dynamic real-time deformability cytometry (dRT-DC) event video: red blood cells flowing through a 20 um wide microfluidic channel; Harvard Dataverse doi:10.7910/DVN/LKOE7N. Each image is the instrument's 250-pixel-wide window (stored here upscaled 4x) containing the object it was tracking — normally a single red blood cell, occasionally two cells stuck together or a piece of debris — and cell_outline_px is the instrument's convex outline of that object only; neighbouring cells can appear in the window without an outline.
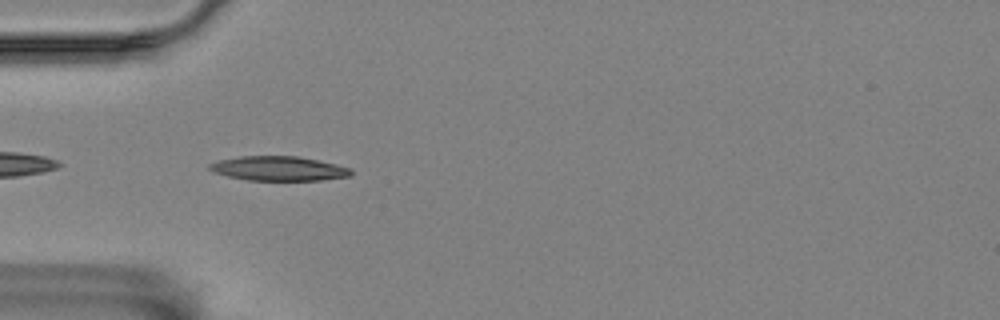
{"species": "Egyptian fruit bat (a non-hibernating species)", "species_latin": "Rousettus aegyptiacus", "temperature_condition": "room temperature", "stored_images_in_passage": 26, "camera_frame_rate_fps": 3000, "um_per_image_px": 0.085, "animal": {"sex": "female"}, "frame": {"image": 1, "passage_image": 2, "time_ms": 0.333, "image_size_px": [1000, 320], "cell_outline_px": [[352, 176], [320, 180], [248, 180], [228, 176], [212, 172], [208, 168], [208, 164], [220, 160], [240, 156], [296, 156], [336, 164], [352, 168]], "centroid_in_image_um": [23.69, 14.32], "position_along_channel_um": 61.3, "area_um2": 20.11}}
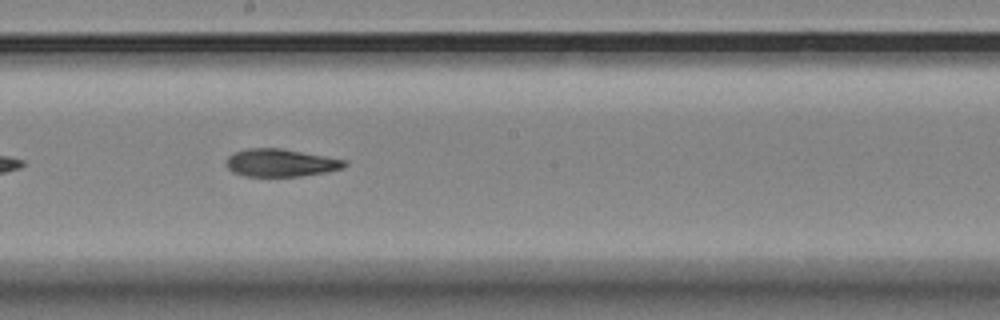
{"frame": {"image": 2, "passage_image": 16, "time_ms": 5.0, "image_size_px": [1000, 320], "cell_outline_px": [[348, 164], [344, 168], [328, 172], [300, 176], [244, 176], [232, 172], [224, 164], [228, 156], [236, 152], [248, 148], [280, 148], [348, 160]], "centroid_in_image_um": [23.88, 13.84], "position_along_channel_um": 224.3, "area_um2": 19.25}}
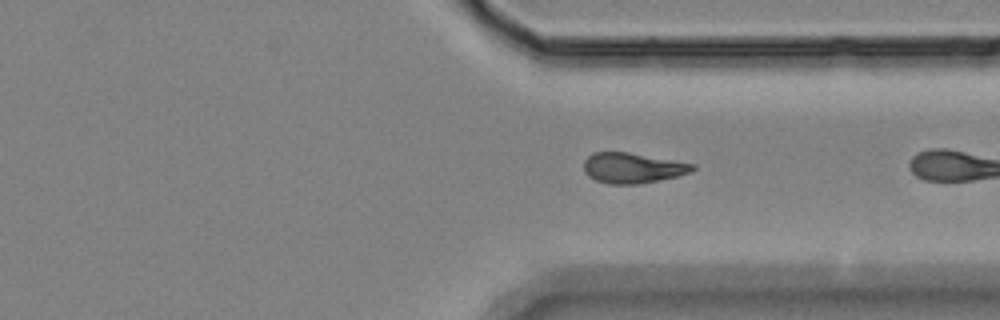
{"frame": {"image": 3, "passage_image": 25, "time_ms": 8.0, "image_size_px": [1000, 320], "cell_outline_px": [[696, 168], [692, 172], [676, 176], [636, 184], [608, 184], [596, 180], [588, 176], [584, 172], [584, 160], [592, 152], [628, 152], [696, 164]], "centroid_in_image_um": [53.75, 14.26], "position_along_channel_um": 357.6, "area_um2": 19.19}}